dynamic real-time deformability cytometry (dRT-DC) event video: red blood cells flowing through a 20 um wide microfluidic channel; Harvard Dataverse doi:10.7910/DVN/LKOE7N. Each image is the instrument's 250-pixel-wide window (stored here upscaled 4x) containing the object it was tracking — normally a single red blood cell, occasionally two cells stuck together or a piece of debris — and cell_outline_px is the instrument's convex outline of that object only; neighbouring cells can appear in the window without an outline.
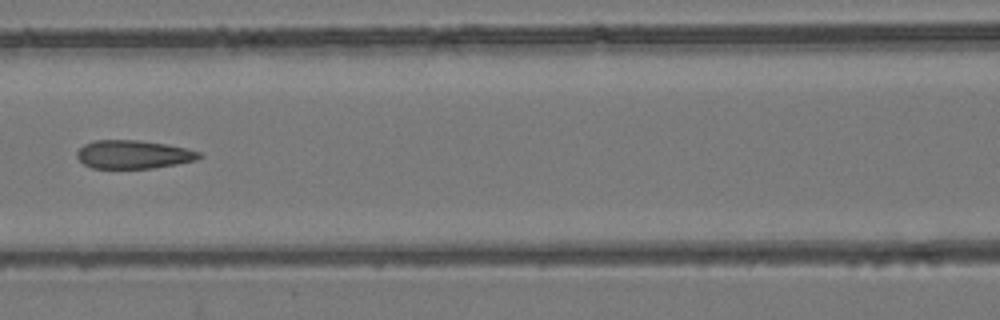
{"species": "common noctule bat (a hibernating species)", "species_latin": "Nyctalus noctula", "temperature_condition": "room temperature", "stored_images_in_passage": 8, "camera_frame_rate_fps": 3000, "um_per_image_px": 0.085, "animal": {"sex": "female", "body_mass_g": 24.6, "forearm_length_mm": 56.2}, "frame": {"image": 1, "passage_image": 7, "time_ms": 7.0, "image_size_px": [1000, 320], "cell_outline_px": [[204, 156], [196, 160], [176, 164], [152, 168], [92, 168], [84, 164], [76, 156], [76, 152], [84, 144], [92, 140], [140, 140], [164, 144], [184, 148], [200, 152]], "centroid_in_image_um": [11.32, 13.12], "position_along_channel_um": 155.3, "area_um2": 20.17}}
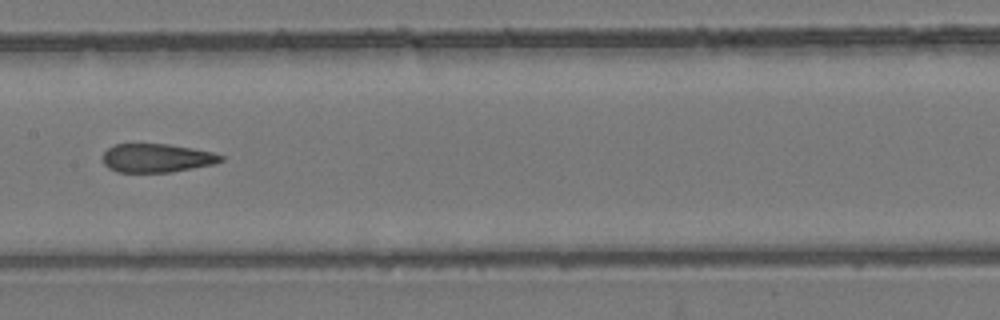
{"frame": {"image": 2, "passage_image": 8, "time_ms": 8.0, "image_size_px": [1000, 320], "cell_outline_px": [[224, 160], [216, 164], [172, 172], [116, 172], [108, 168], [104, 164], [100, 156], [112, 144], [168, 144], [192, 148], [212, 152], [224, 156]], "centroid_in_image_um": [13.31, 13.43], "position_along_channel_um": 194.1, "area_um2": 20.0}}